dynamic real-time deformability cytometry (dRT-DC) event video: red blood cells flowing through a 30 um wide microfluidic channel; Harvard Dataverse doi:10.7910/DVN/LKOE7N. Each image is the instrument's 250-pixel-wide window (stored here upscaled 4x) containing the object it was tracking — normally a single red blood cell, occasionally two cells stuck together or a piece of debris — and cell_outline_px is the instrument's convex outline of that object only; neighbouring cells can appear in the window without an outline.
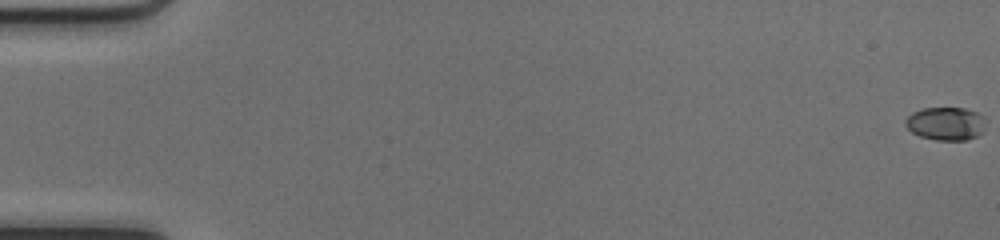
{"species": "common noctule bat (a hibernating species)", "species_latin": "Nyctalus noctula", "temperature_condition": "cold", "stored_images_in_passage": 34, "camera_frame_rate_fps": 3000, "um_per_image_px": 0.085, "animal": {"sex": "female", "body_mass_g": 17.0, "forearm_length_mm": 48.0}, "frame": {"image": 1, "passage_image": 1, "time_ms": 0.0, "image_size_px": [1000, 240], "cell_outline_px": [[984, 132], [968, 140], [936, 140], [920, 136], [912, 132], [904, 124], [904, 120], [912, 112], [920, 108], [964, 108], [976, 112], [984, 116]], "centroid_in_image_um": [80.38, 10.5], "position_along_channel_um": 4.6, "area_um2": 15.66}}
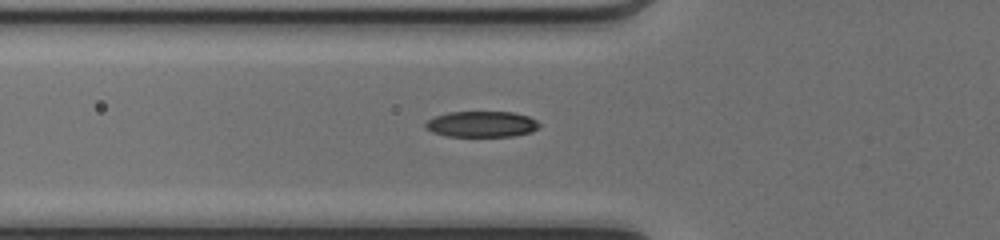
{"frame": {"image": 2, "passage_image": 20, "time_ms": 6.333, "image_size_px": [1000, 240], "cell_outline_px": [[540, 128], [532, 132], [512, 136], [448, 136], [432, 132], [424, 128], [424, 124], [428, 120], [436, 116], [448, 112], [512, 112], [528, 116], [536, 120], [540, 124]], "centroid_in_image_um": [40.95, 10.55], "position_along_channel_um": 84.9, "area_um2": 17.22}}
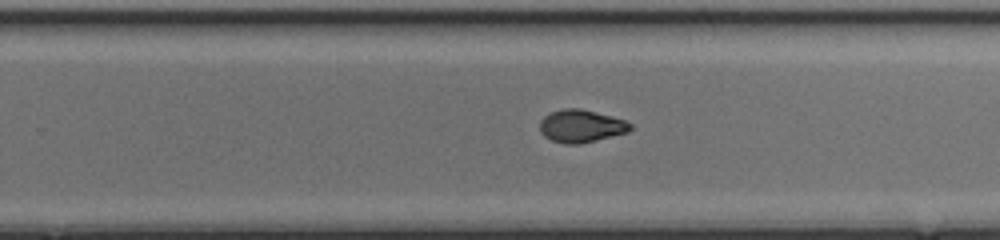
{"frame": {"image": 3, "passage_image": 34, "time_ms": 11.0, "image_size_px": [1000, 240], "cell_outline_px": [[632, 128], [628, 132], [580, 144], [564, 144], [552, 140], [544, 136], [540, 132], [540, 120], [544, 116], [552, 112], [564, 108], [580, 108], [612, 116], [624, 120], [632, 124]], "centroid_in_image_um": [49.39, 10.71], "position_along_channel_um": 280.4, "area_um2": 17.22}}